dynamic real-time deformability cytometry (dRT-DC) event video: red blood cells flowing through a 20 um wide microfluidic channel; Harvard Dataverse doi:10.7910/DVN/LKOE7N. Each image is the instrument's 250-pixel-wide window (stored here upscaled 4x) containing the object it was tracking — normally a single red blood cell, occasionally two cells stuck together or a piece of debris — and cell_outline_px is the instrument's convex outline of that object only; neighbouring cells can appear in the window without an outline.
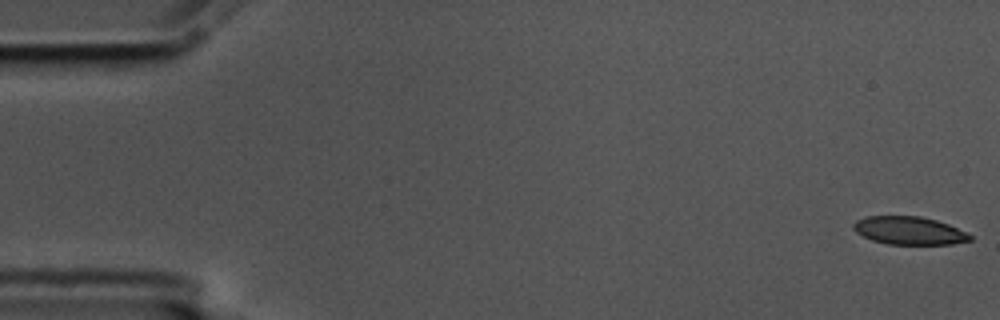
{"species": "common noctule bat (a hibernating species)", "species_latin": "Nyctalus noctula", "temperature_condition": "cold", "stored_images_in_passage": 56, "camera_frame_rate_fps": 3000, "um_per_image_px": 0.085, "animal": {"sex": "male", "body_mass_g": 17.5, "forearm_length_mm": 52.3}, "frame": {"image": 1, "passage_image": 1, "time_ms": 0.0, "image_size_px": [1000, 320], "cell_outline_px": [[972, 240], [952, 244], [888, 244], [872, 240], [856, 232], [852, 228], [852, 224], [856, 220], [864, 216], [920, 216], [936, 220], [948, 224], [968, 232], [972, 236]], "centroid_in_image_um": [77.28, 19.59], "position_along_channel_um": 7.7, "area_um2": 19.13}}
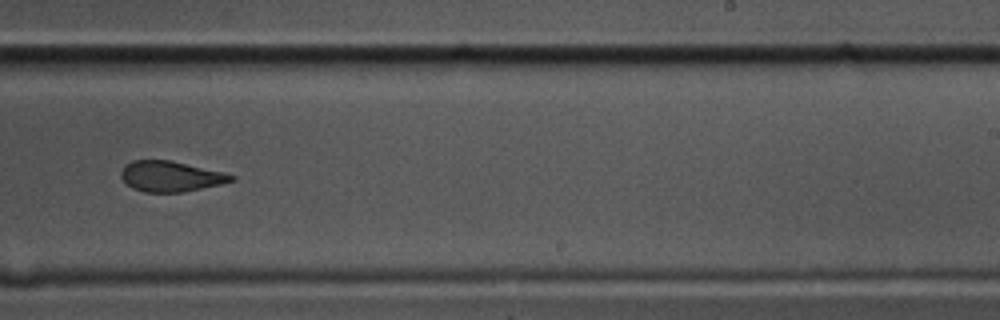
{"frame": {"image": 2, "passage_image": 35, "time_ms": 11.333, "image_size_px": [1000, 320], "cell_outline_px": [[236, 180], [220, 184], [184, 192], [144, 192], [132, 188], [120, 176], [120, 172], [124, 164], [132, 160], [168, 160], [224, 172], [236, 176]], "centroid_in_image_um": [14.49, 14.99], "position_along_channel_um": 274.5, "area_um2": 19.59}}
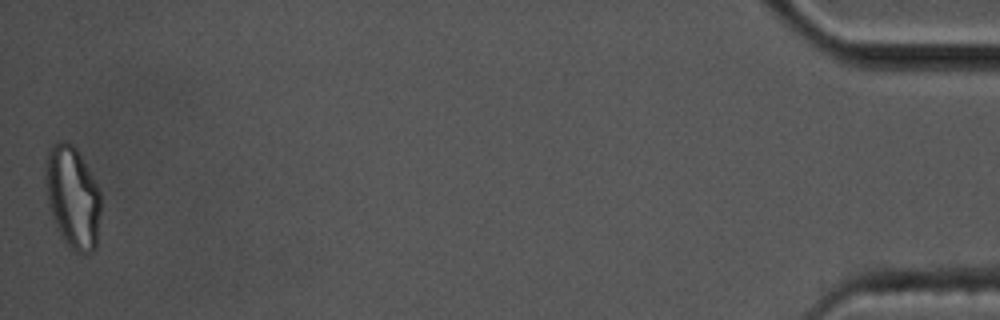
{"frame": {"image": 3, "passage_image": 56, "time_ms": 18.333, "image_size_px": [1000, 320], "cell_outline_px": [[100, 212], [96, 248], [92, 252], [84, 256], [76, 252], [68, 244], [56, 228], [48, 208], [44, 180], [44, 160], [52, 144], [56, 140], [64, 140], [72, 144], [76, 148], [96, 184], [100, 192]], "centroid_in_image_um": [6.13, 16.75], "position_along_channel_um": 429.1, "area_um2": 33.41}, "authors_computed_cell_mechanics": {"area_um2": 21.3282, "velocity_mm_per_s": 3.5708, "shape_relaxation_time_tau1_ms": 9.6721, "shape_relaxation_time_tau2_ms": 2.9677, "deformation_change_tau1": 0.2118, "deformation_change_tau2": 0.1044}}